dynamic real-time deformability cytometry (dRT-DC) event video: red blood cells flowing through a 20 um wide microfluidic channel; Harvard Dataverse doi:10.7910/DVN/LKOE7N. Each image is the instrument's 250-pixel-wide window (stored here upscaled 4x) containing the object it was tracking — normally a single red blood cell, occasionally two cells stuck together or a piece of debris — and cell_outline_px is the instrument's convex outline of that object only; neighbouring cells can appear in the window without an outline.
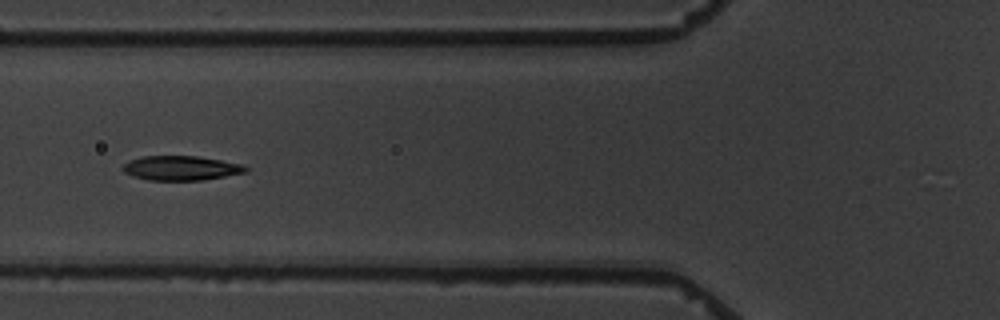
{"species": "common noctule bat (a hibernating species)", "species_latin": "Nyctalus noctula", "temperature_condition": "warm", "stored_images_in_passage": 10, "camera_frame_rate_fps": 3000, "um_per_image_px": 0.085, "animal": {"sex": "male", "body_mass_g": 19.5, "forearm_length_mm": 54.6}, "frame": {"image": 1, "passage_image": 6, "time_ms": 5.667, "image_size_px": [1000, 320], "cell_outline_px": [[248, 172], [204, 180], [148, 180], [132, 176], [124, 172], [124, 164], [132, 160], [144, 156], [196, 156], [244, 164], [248, 168]], "centroid_in_image_um": [15.44, 14.29], "position_along_channel_um": 110.4, "area_um2": 17.46}}
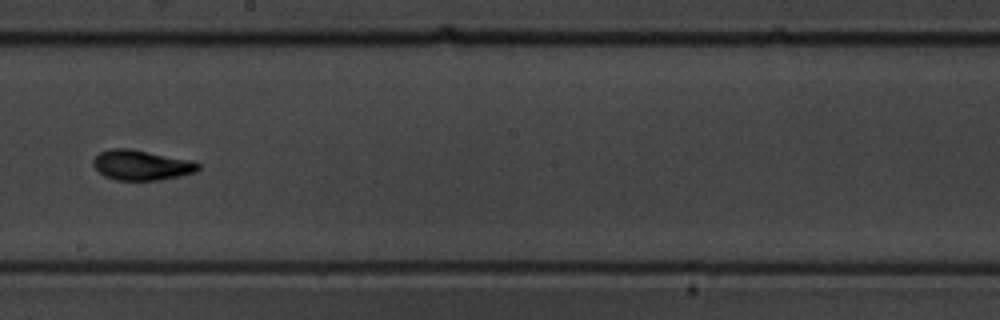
{"frame": {"image": 2, "passage_image": 9, "time_ms": 9.333, "image_size_px": [1000, 320], "cell_outline_px": [[200, 168], [196, 172], [180, 176], [160, 180], [116, 180], [104, 176], [92, 164], [92, 160], [100, 152], [112, 148], [128, 148], [192, 160], [200, 164]], "centroid_in_image_um": [12.03, 14.03], "position_along_channel_um": 236.2, "area_um2": 18.44}}
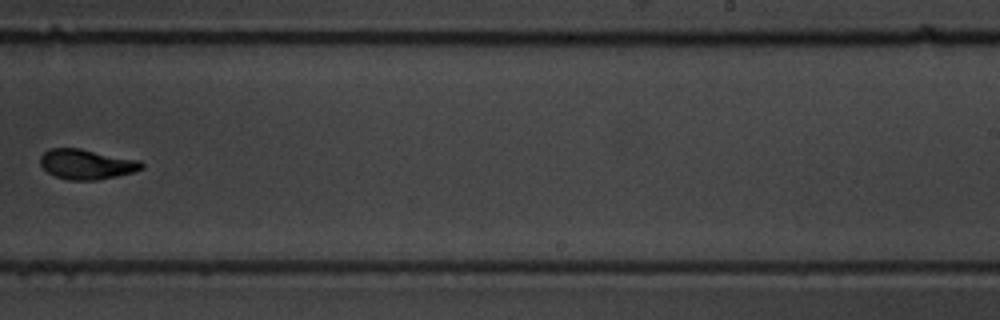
{"frame": {"image": 3, "passage_image": 10, "time_ms": 10.667, "image_size_px": [1000, 320], "cell_outline_px": [[144, 168], [132, 172], [116, 176], [96, 180], [68, 180], [56, 176], [48, 172], [40, 164], [40, 156], [48, 148], [80, 148], [140, 160], [144, 164]], "centroid_in_image_um": [7.36, 13.95], "position_along_channel_um": 281.6, "area_um2": 17.74}}